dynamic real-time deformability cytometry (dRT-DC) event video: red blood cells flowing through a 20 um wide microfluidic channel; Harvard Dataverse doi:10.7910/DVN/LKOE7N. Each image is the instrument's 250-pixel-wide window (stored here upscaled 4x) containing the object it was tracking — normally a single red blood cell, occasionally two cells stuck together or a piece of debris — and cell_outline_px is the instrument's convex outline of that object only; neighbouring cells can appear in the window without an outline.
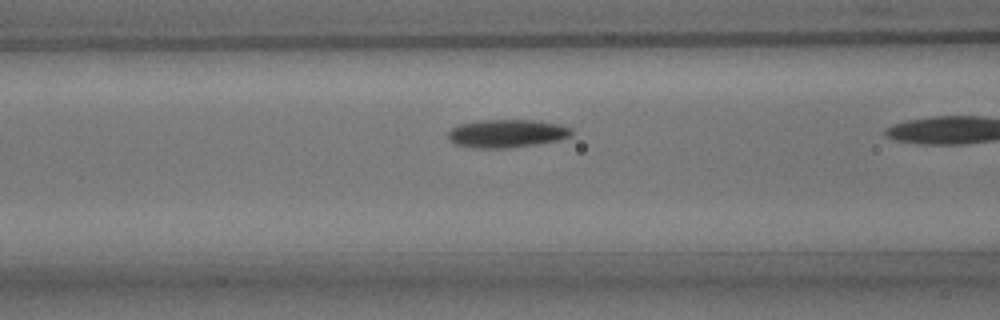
{"species": "common noctule bat (a hibernating species)", "species_latin": "Nyctalus noctula", "temperature_condition": "room temperature", "stored_images_in_passage": 15, "camera_frame_rate_fps": 3000, "um_per_image_px": 0.085, "animal": {"sex": "male", "body_mass_g": 15.6}, "frame": {"image": 1, "passage_image": 13, "time_ms": 4.0, "image_size_px": [1000, 320], "cell_outline_px": [[572, 136], [560, 140], [536, 144], [508, 148], [472, 148], [456, 144], [448, 140], [448, 132], [456, 124], [480, 120], [532, 120], [560, 124], [572, 128]], "centroid_in_image_um": [43.07, 11.34], "position_along_channel_um": 123.5, "area_um2": 20.46}}